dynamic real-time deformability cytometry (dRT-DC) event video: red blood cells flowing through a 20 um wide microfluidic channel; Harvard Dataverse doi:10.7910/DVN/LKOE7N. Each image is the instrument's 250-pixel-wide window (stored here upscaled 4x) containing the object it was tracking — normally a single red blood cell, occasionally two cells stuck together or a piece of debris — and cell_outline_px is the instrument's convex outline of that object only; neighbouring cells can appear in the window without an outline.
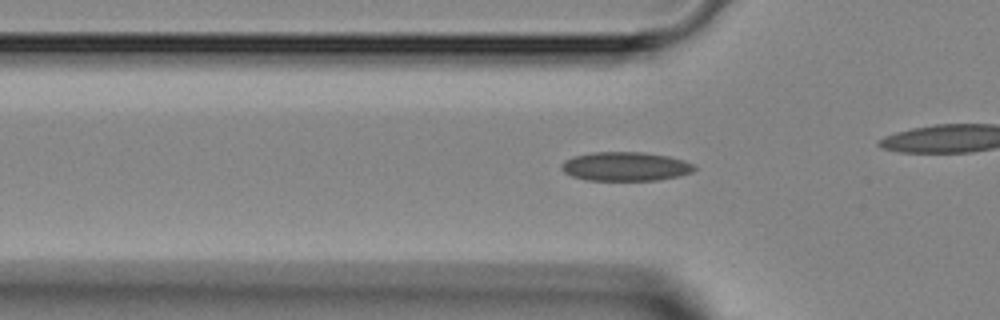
{"species": "Egyptian fruit bat (a non-hibernating species)", "species_latin": "Rousettus aegyptiacus", "temperature_condition": "room temperature", "stored_images_in_passage": 36, "camera_frame_rate_fps": 3000, "um_per_image_px": 0.085, "animal": {"sex": "female"}, "frame": {"image": 1, "passage_image": 13, "time_ms": 4.0, "image_size_px": [1000, 320], "cell_outline_px": [[696, 168], [692, 172], [680, 176], [660, 180], [588, 180], [572, 176], [564, 172], [560, 168], [560, 164], [564, 160], [572, 156], [592, 152], [644, 152], [668, 156], [684, 160], [692, 164]], "centroid_in_image_um": [53.14, 14.14], "position_along_channel_um": 72.7, "area_um2": 22.6}}
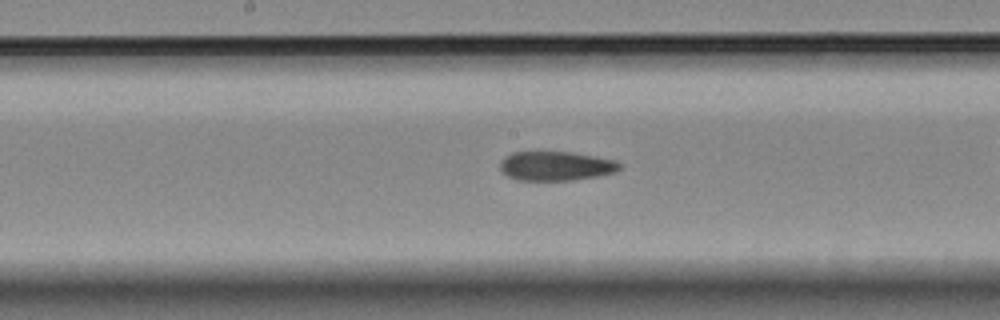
{"frame": {"image": 2, "passage_image": 22, "time_ms": 7.0, "image_size_px": [1000, 320], "cell_outline_px": [[620, 168], [616, 172], [596, 176], [572, 180], [516, 180], [508, 176], [500, 168], [500, 160], [504, 156], [512, 152], [572, 152], [616, 160], [620, 164]], "centroid_in_image_um": [47.23, 14.1], "position_along_channel_um": 201.0, "area_um2": 20.35}}
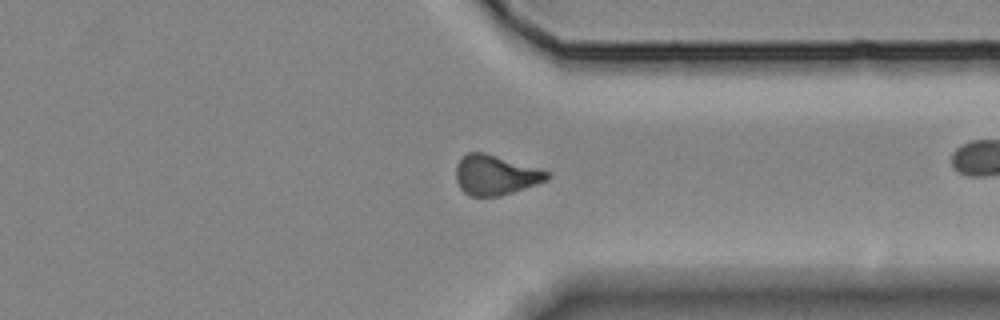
{"frame": {"image": 3, "passage_image": 34, "time_ms": 11.0, "image_size_px": [1000, 320], "cell_outline_px": [[552, 176], [548, 180], [500, 196], [468, 196], [460, 188], [456, 180], [456, 164], [468, 152], [484, 152], [552, 172]], "centroid_in_image_um": [42.13, 14.88], "position_along_channel_um": 369.3, "area_um2": 21.21}}